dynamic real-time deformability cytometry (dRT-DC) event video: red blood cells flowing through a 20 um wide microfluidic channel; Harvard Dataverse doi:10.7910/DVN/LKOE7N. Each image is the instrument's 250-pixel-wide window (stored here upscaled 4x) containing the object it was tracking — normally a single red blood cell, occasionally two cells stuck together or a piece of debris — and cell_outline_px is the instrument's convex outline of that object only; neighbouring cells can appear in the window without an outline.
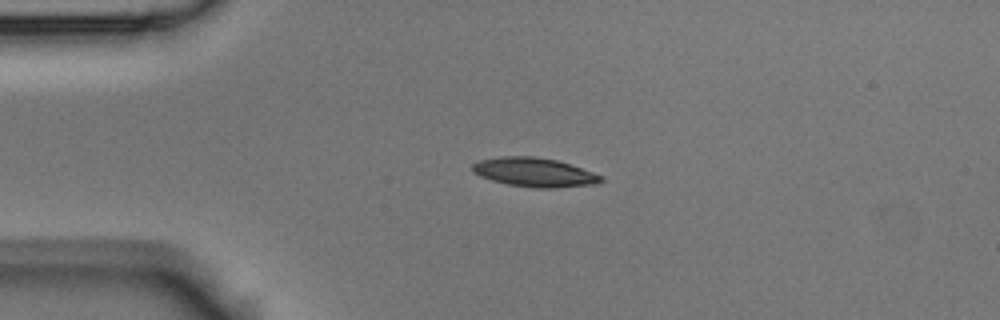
{"species": "Egyptian fruit bat (a non-hibernating species)", "species_latin": "Rousettus aegyptiacus", "temperature_condition": "room temperature", "stored_images_in_passage": 3, "camera_frame_rate_fps": 3000, "um_per_image_px": 0.085, "animal": {"sex": "male"}, "frame": {"image": 1, "passage_image": 2, "time_ms": 0.333, "image_size_px": [1000, 320], "cell_outline_px": [[604, 180], [596, 184], [556, 188], [536, 188], [508, 184], [492, 180], [480, 176], [472, 172], [472, 164], [480, 160], [500, 156], [532, 156], [556, 160], [604, 176]], "centroid_in_image_um": [45.41, 14.65], "position_along_channel_um": 39.6, "area_um2": 21.68}}